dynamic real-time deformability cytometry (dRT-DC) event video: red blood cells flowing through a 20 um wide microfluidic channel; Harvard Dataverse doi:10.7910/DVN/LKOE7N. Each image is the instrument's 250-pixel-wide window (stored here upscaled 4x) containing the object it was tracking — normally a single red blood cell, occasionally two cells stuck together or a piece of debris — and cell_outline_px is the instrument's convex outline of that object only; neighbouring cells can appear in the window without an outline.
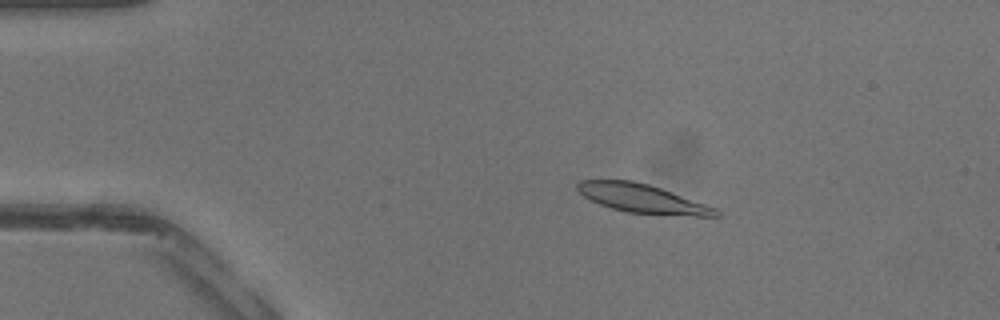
{"species": "common noctule bat (a hibernating species)", "species_latin": "Nyctalus noctula", "temperature_condition": "warm", "stored_images_in_passage": 38, "camera_frame_rate_fps": 3000, "um_per_image_px": 0.085, "animal": {"sex": "male", "body_mass_g": 13.3}, "frame": {"image": 1, "passage_image": 4, "time_ms": 1.0, "image_size_px": [1000, 320], "cell_outline_px": [[724, 216], [696, 216], [628, 212], [612, 208], [600, 204], [584, 196], [576, 188], [576, 184], [580, 180], [632, 180], [648, 184], [660, 188], [716, 208]], "centroid_in_image_um": [54.59, 16.87], "position_along_channel_um": 30.4, "area_um2": 22.77}}
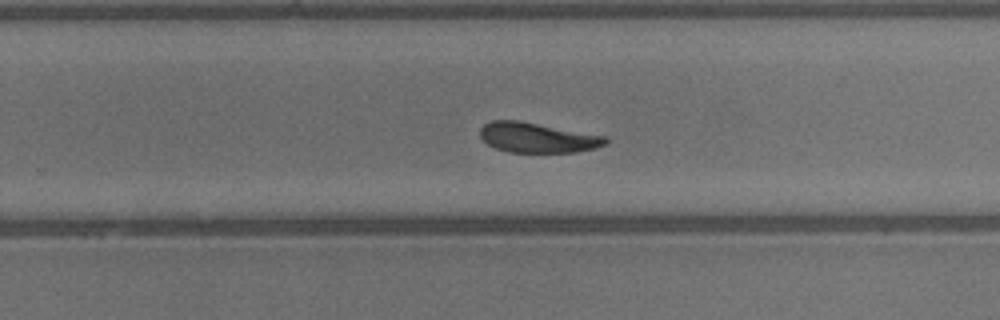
{"frame": {"image": 2, "passage_image": 23, "time_ms": 7.333, "image_size_px": [1000, 320], "cell_outline_px": [[608, 144], [596, 148], [576, 152], [508, 152], [496, 148], [488, 144], [480, 136], [480, 128], [484, 124], [492, 120], [520, 120], [604, 136], [608, 140]], "centroid_in_image_um": [45.67, 11.69], "position_along_channel_um": 284.1, "area_um2": 21.91}}
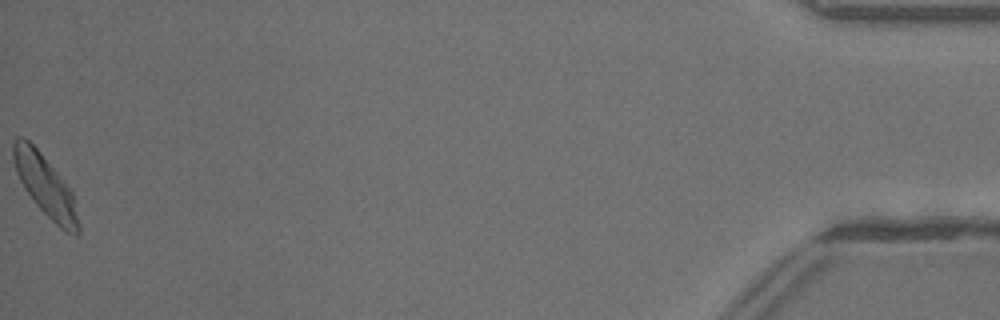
{"frame": {"image": 3, "passage_image": 38, "time_ms": 12.333, "image_size_px": [1000, 320], "cell_outline_px": [[80, 232], [76, 236], [64, 232], [36, 204], [24, 188], [16, 172], [12, 156], [12, 144], [16, 136], [24, 136], [40, 152], [72, 192], [80, 224]], "centroid_in_image_um": [3.84, 15.8], "position_along_channel_um": 431.4, "area_um2": 22.95}}